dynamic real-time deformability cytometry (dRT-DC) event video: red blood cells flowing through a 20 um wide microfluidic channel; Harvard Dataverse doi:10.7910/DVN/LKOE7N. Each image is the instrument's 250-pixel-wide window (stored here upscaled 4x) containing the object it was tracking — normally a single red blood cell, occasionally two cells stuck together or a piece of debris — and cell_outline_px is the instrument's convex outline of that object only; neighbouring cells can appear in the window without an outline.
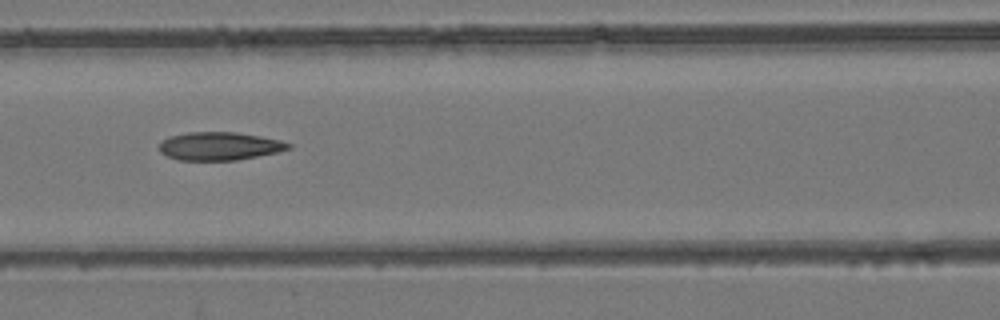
{"species": "common noctule bat (a hibernating species)", "species_latin": "Nyctalus noctula", "temperature_condition": "room temperature", "stored_images_in_passage": 5, "camera_frame_rate_fps": 3000, "um_per_image_px": 0.085, "animal": {"sex": "female", "body_mass_g": 24.6, "forearm_length_mm": 56.2}, "frame": {"image": 1, "passage_image": 3, "time_ms": 0.667, "image_size_px": [1000, 320], "cell_outline_px": [[292, 148], [276, 152], [236, 160], [176, 160], [160, 152], [160, 144], [168, 136], [188, 132], [236, 132], [260, 136], [280, 140], [292, 144]], "centroid_in_image_um": [18.65, 12.41], "position_along_channel_um": 147.9, "area_um2": 21.1}}
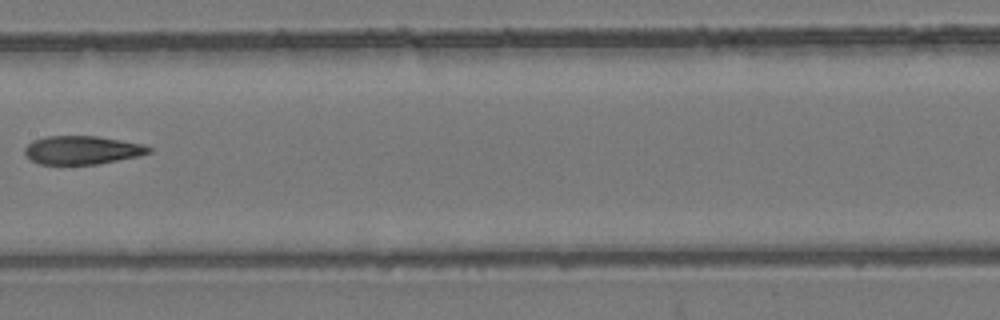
{"frame": {"image": 2, "passage_image": 4, "time_ms": 1.0, "image_size_px": [1000, 320], "cell_outline_px": [[152, 152], [140, 156], [96, 164], [40, 164], [32, 160], [24, 152], [24, 148], [32, 140], [44, 136], [96, 136], [144, 144], [152, 148]], "centroid_in_image_um": [7.0, 12.75], "position_along_channel_um": 200.4, "area_um2": 20.58}}
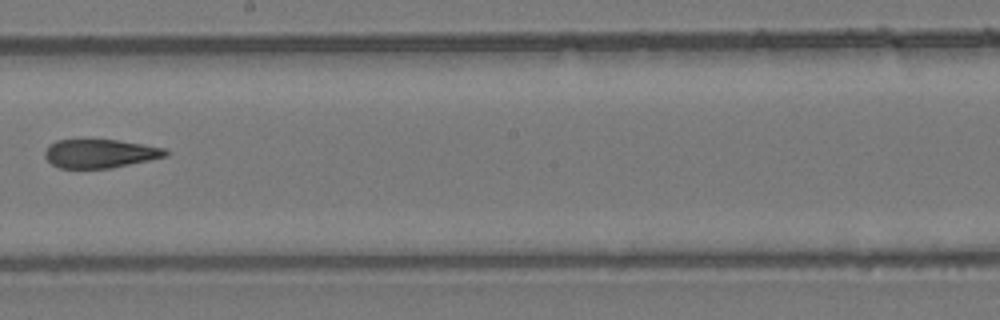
{"frame": {"image": 3, "passage_image": 5, "time_ms": 1.333, "image_size_px": [1000, 320], "cell_outline_px": [[168, 156], [112, 168], [60, 168], [52, 164], [44, 156], [44, 152], [48, 144], [56, 140], [116, 140], [144, 144], [164, 148], [168, 152]], "centroid_in_image_um": [8.49, 13.05], "position_along_channel_um": 239.7, "area_um2": 20.17}}